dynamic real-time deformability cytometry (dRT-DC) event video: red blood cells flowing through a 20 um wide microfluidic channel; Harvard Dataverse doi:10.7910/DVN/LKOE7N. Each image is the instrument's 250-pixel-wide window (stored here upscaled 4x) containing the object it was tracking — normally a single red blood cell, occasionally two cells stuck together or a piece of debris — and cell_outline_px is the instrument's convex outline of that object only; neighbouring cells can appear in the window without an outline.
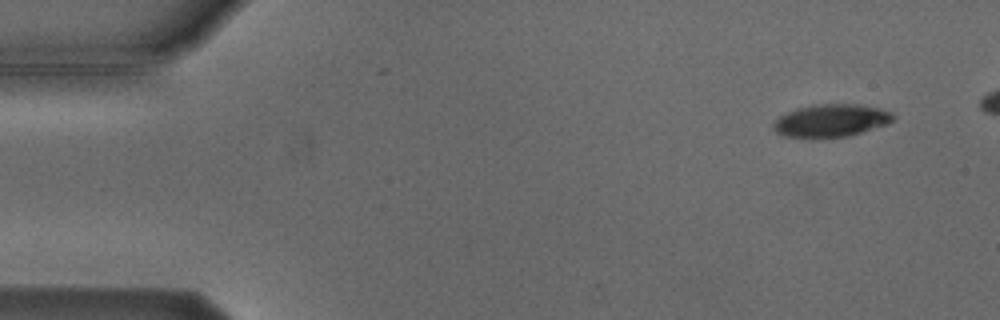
{"species": "Egyptian fruit bat (a non-hibernating species)", "species_latin": "Rousettus aegyptiacus", "temperature_condition": "cold", "stored_images_in_passage": 6, "segment_of_instrument_passage": [2, 2], "camera_frame_rate_fps": 3000, "um_per_image_px": 0.085, "animal": {"sex": "male"}, "frame": {"image": 1, "passage_image": 6, "time_ms": 5.667, "image_size_px": [1000, 320], "cell_outline_px": [[896, 116], [888, 124], [848, 136], [812, 140], [784, 136], [776, 132], [772, 124], [780, 116], [796, 108], [812, 104], [856, 104], [876, 108], [892, 112]], "centroid_in_image_um": [70.6, 10.28], "position_along_channel_um": 14.4, "area_um2": 23.24}}